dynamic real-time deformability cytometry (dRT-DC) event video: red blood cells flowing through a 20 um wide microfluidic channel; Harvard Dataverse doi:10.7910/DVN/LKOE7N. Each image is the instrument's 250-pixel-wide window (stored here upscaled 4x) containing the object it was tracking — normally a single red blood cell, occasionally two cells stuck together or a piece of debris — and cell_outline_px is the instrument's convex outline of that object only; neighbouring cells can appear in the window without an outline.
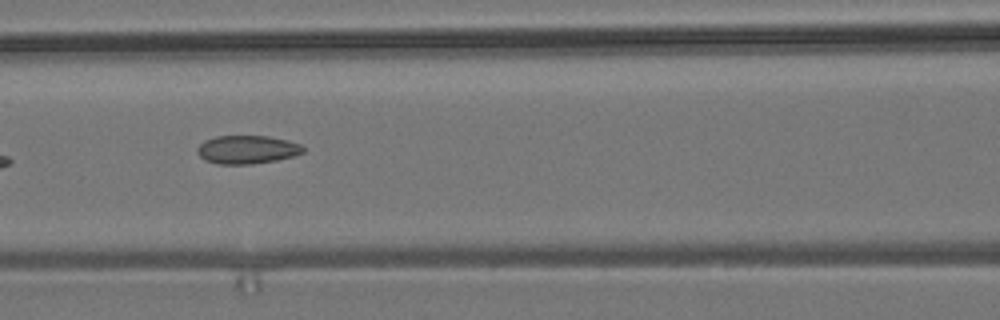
{"species": "common noctule bat (a hibernating species)", "species_latin": "Nyctalus noctula", "temperature_condition": "room temperature", "stored_images_in_passage": 7, "camera_frame_rate_fps": 3000, "um_per_image_px": 0.085, "animal": {"sex": "male", "body_mass_g": 19.2, "forearm_length_mm": 51.8}, "frame": {"image": 1, "passage_image": 7, "time_ms": 7.0, "image_size_px": [1000, 320], "cell_outline_px": [[304, 152], [296, 156], [276, 160], [252, 164], [220, 164], [204, 160], [196, 152], [196, 148], [204, 140], [216, 136], [268, 136], [288, 140], [300, 144], [304, 148]], "centroid_in_image_um": [21.0, 12.71], "position_along_channel_um": 145.6, "area_um2": 17.63}}